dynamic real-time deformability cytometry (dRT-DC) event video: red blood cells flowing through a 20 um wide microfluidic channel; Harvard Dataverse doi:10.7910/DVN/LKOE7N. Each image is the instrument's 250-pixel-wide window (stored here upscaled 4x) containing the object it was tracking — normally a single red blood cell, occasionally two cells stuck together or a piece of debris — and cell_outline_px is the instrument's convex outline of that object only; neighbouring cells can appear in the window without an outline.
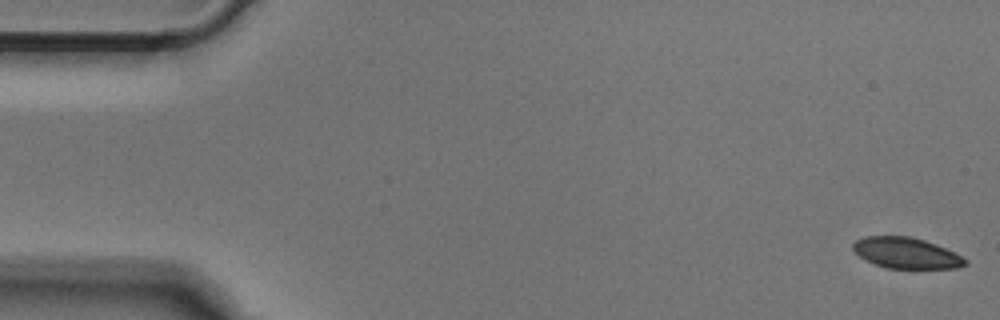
{"species": "Egyptian fruit bat (a non-hibernating species)", "species_latin": "Rousettus aegyptiacus", "temperature_condition": "cold", "stored_images_in_passage": 13, "camera_frame_rate_fps": 3000, "um_per_image_px": 0.085, "animal": {"sex": "male"}, "frame": {"image": 1, "passage_image": 1, "time_ms": 0.0, "image_size_px": [1000, 320], "cell_outline_px": [[968, 264], [956, 268], [888, 268], [864, 260], [852, 248], [852, 244], [856, 240], [864, 236], [908, 236], [924, 240], [936, 244], [968, 260]], "centroid_in_image_um": [77.01, 21.5], "position_along_channel_um": 8.0, "area_um2": 20.0}}
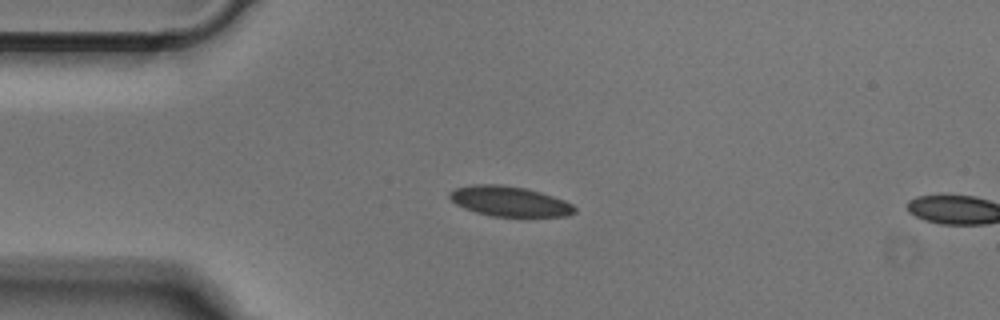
{"frame": {"image": 2, "passage_image": 12, "time_ms": 3.667, "image_size_px": [1000, 320], "cell_outline_px": [[576, 212], [568, 216], [492, 216], [476, 212], [464, 208], [456, 204], [448, 196], [456, 188], [472, 184], [500, 184], [524, 188], [540, 192], [564, 200], [572, 204], [576, 208]], "centroid_in_image_um": [43.32, 17.11], "position_along_channel_um": 41.7, "area_um2": 21.73}}